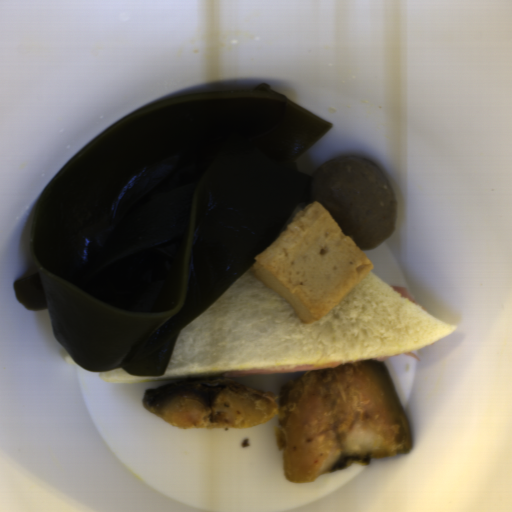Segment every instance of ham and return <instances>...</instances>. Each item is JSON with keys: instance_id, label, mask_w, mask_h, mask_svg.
<instances>
[{"instance_id": "ham-1", "label": "ham", "mask_w": 512, "mask_h": 512, "mask_svg": "<svg viewBox=\"0 0 512 512\" xmlns=\"http://www.w3.org/2000/svg\"><path fill=\"white\" fill-rule=\"evenodd\" d=\"M393 356H410L411 358H414V359L420 361L418 355L413 354L408 351L398 353V354H393V355L372 357V358H367V359H362V360H383V361H385L389 357H393ZM362 360H356V361H351V362L330 363V364H319V365H287V366H276V367H264V368L237 370V371L222 373L217 376H232L234 378V377L263 376V375H277V374L307 373V372L314 371L317 369L349 365V364L359 362Z\"/></svg>"}, {"instance_id": "ham-2", "label": "ham", "mask_w": 512, "mask_h": 512, "mask_svg": "<svg viewBox=\"0 0 512 512\" xmlns=\"http://www.w3.org/2000/svg\"><path fill=\"white\" fill-rule=\"evenodd\" d=\"M391 289H393L396 293H398L400 296H402L403 298H405L406 300H408L409 302H411L412 304H414L415 306H417L418 308L426 311L425 307H423L422 305H420L419 303H417L413 297V295L411 294V292L408 290L407 287H401V286H391L390 287ZM427 312V311H426Z\"/></svg>"}]
</instances>
